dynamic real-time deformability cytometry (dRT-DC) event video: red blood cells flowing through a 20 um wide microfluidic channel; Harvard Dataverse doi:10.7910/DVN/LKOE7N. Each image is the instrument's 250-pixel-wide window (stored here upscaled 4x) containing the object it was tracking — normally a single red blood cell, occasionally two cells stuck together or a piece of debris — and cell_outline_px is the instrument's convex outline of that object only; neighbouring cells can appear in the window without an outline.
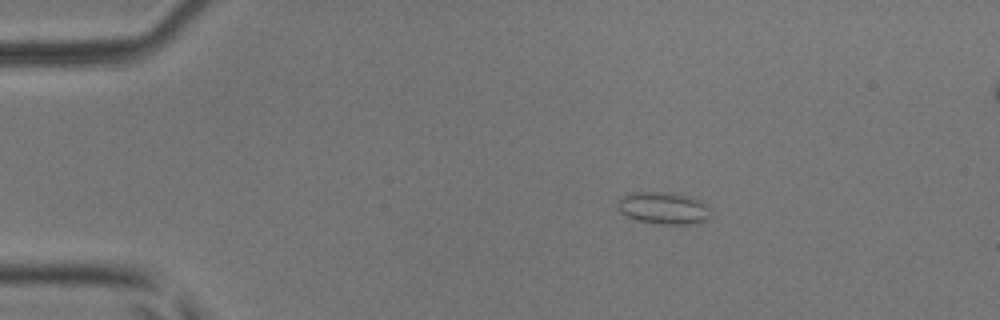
{"species": "common noctule bat (a hibernating species)", "species_latin": "Nyctalus noctula", "temperature_condition": "room temperature", "stored_images_in_passage": 41, "camera_frame_rate_fps": 3000, "um_per_image_px": 0.085, "animal": {"sex": "male", "body_mass_g": 17.9, "forearm_length_mm": 54.2}, "frame": {"image": 1, "passage_image": 9, "time_ms": 2.667, "image_size_px": [1000, 320], "cell_outline_px": [[708, 220], [696, 224], [660, 224], [636, 220], [620, 212], [616, 208], [616, 200], [628, 192], [676, 192], [692, 196], [708, 204]], "centroid_in_image_um": [56.37, 17.66], "position_along_channel_um": 28.6, "area_um2": 17.92}}
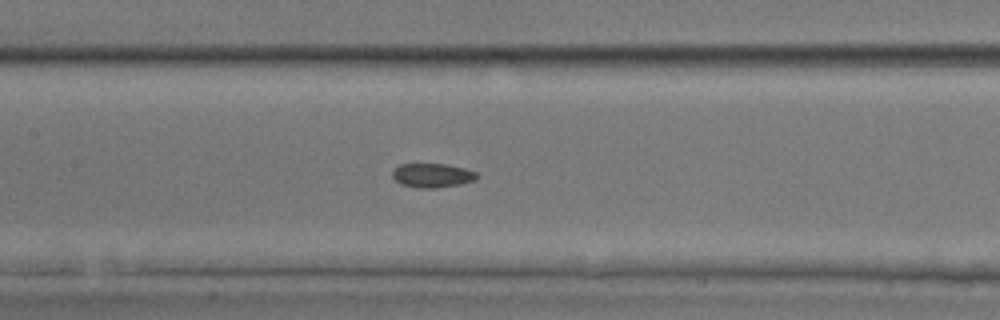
{"frame": {"image": 2, "passage_image": 24, "time_ms": 7.667, "image_size_px": [1000, 320], "cell_outline_px": [[480, 176], [476, 180], [460, 184], [436, 188], [416, 188], [400, 184], [392, 176], [392, 172], [400, 164], [444, 164], [464, 168], [476, 172]], "centroid_in_image_um": [36.76, 14.92], "position_along_channel_um": 170.6, "area_um2": 11.91}}
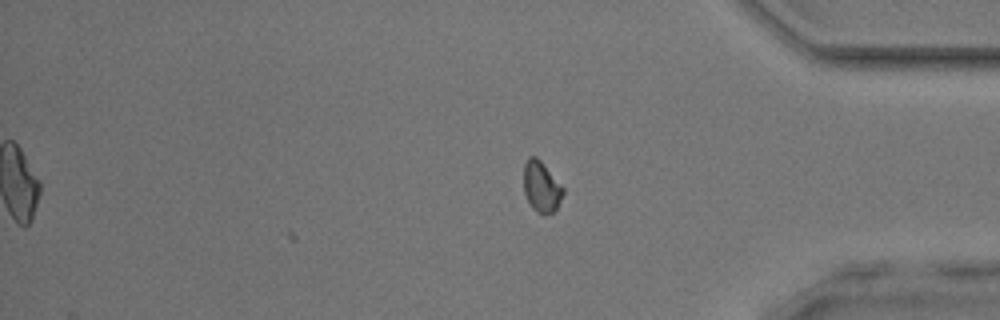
{"frame": {"image": 3, "passage_image": 41, "time_ms": 13.333, "image_size_px": [1000, 320], "cell_outline_px": [[564, 192], [556, 208], [552, 212], [544, 216], [536, 212], [532, 208], [524, 192], [524, 164], [528, 156], [536, 156], [540, 160], [564, 188]], "centroid_in_image_um": [46.0, 15.88], "position_along_channel_um": 389.2, "area_um2": 11.62}, "authors_computed_cell_mechanics": {"area_um2": 12.427, "velocity_mm_per_s": 4.1489, "shape_relaxation_time_tau1_ms": null, "shape_relaxation_time_tau2_ms": 3.5947, "deformation_change_tau1": null, "deformation_change_tau2": 0.0666}}